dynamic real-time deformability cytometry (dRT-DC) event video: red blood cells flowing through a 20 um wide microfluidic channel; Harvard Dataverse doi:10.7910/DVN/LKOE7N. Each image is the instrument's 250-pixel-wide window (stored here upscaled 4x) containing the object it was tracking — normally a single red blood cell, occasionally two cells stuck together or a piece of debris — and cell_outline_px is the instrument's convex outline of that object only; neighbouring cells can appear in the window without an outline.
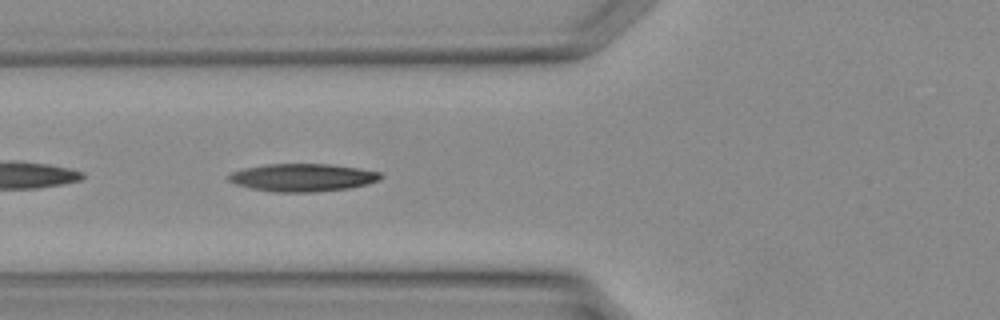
{"species": "Egyptian fruit bat (a non-hibernating species)", "species_latin": "Rousettus aegyptiacus", "temperature_condition": "warm", "stored_images_in_passage": 6, "camera_frame_rate_fps": 3000, "um_per_image_px": 0.085, "animal": {"sex": "female"}, "frame": {"image": 1, "passage_image": 6, "time_ms": 1.667, "image_size_px": [1000, 320], "cell_outline_px": [[384, 176], [380, 180], [348, 188], [316, 192], [272, 192], [252, 188], [236, 184], [228, 180], [228, 176], [232, 172], [244, 168], [264, 164], [328, 164], [360, 168], [380, 172]], "centroid_in_image_um": [25.73, 15.08], "position_along_channel_um": 100.1, "area_um2": 24.57}}